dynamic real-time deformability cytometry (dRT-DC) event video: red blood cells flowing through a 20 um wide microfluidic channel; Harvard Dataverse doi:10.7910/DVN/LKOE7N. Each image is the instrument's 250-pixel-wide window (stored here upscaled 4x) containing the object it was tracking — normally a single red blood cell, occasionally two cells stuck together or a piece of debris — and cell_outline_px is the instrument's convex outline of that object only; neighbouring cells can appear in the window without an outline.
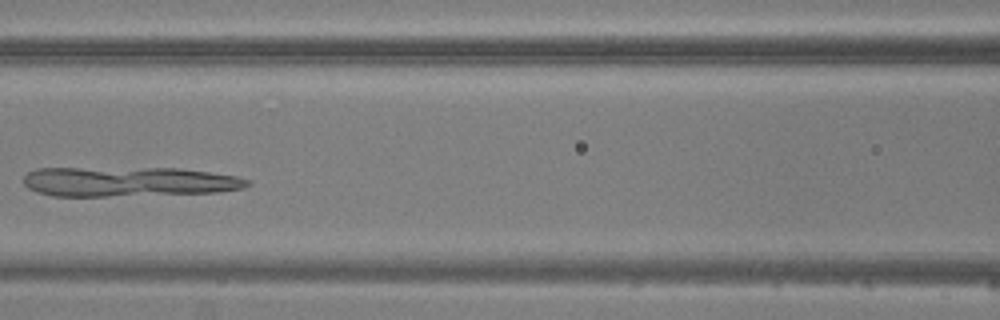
{"species": "common noctule bat (a hibernating species)", "species_latin": "Nyctalus noctula", "temperature_condition": "warm", "stored_images_in_passage": 5, "camera_frame_rate_fps": 3000, "um_per_image_px": 0.085, "animal": {"sex": "male", "body_mass_g": 20.5, "forearm_length_mm": 52.5}, "frame": {"image": 1, "passage_image": 5, "time_ms": 4.667, "image_size_px": [1000, 320], "cell_outline_px": [[252, 184], [244, 188], [216, 192], [108, 196], [52, 196], [36, 192], [28, 188], [24, 184], [24, 176], [28, 172], [36, 168], [180, 168], [236, 176], [252, 180]], "centroid_in_image_um": [10.92, 15.44], "position_along_channel_um": 155.7, "area_um2": 38.84}}